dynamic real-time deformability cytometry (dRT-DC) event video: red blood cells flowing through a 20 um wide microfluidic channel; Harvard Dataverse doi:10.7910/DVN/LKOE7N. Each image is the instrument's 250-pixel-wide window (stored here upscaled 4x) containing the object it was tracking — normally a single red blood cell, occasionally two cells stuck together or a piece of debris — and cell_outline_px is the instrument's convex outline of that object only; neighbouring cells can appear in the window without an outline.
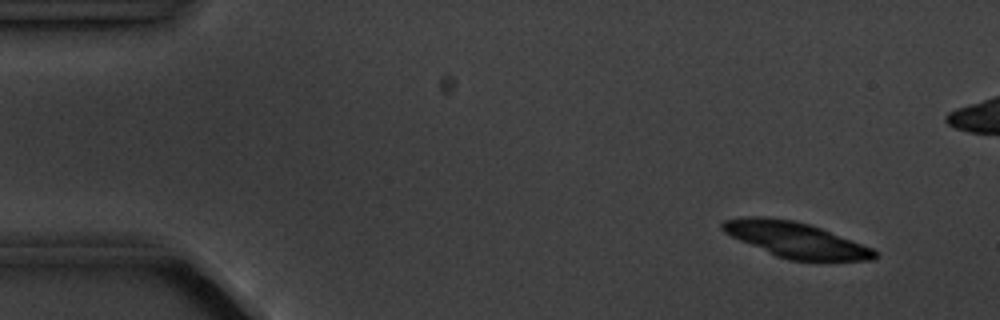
{"species": "common noctule bat (a hibernating species)", "species_latin": "Nyctalus noctula", "temperature_condition": "cold", "stored_images_in_passage": 8, "camera_frame_rate_fps": 3000, "um_per_image_px": 0.085, "animal": {"sex": "male", "body_mass_g": 20.1, "forearm_length_mm": 53.5}, "frame": {"image": 1, "passage_image": 2, "time_ms": 1.333, "image_size_px": [1000, 320], "cell_outline_px": [[880, 256], [872, 260], [788, 260], [776, 256], [740, 240], [724, 232], [720, 228], [720, 224], [724, 220], [740, 216], [768, 216], [796, 220], [820, 228], [872, 248]], "centroid_in_image_um": [67.58, 20.36], "position_along_channel_um": 17.4, "area_um2": 31.27}}